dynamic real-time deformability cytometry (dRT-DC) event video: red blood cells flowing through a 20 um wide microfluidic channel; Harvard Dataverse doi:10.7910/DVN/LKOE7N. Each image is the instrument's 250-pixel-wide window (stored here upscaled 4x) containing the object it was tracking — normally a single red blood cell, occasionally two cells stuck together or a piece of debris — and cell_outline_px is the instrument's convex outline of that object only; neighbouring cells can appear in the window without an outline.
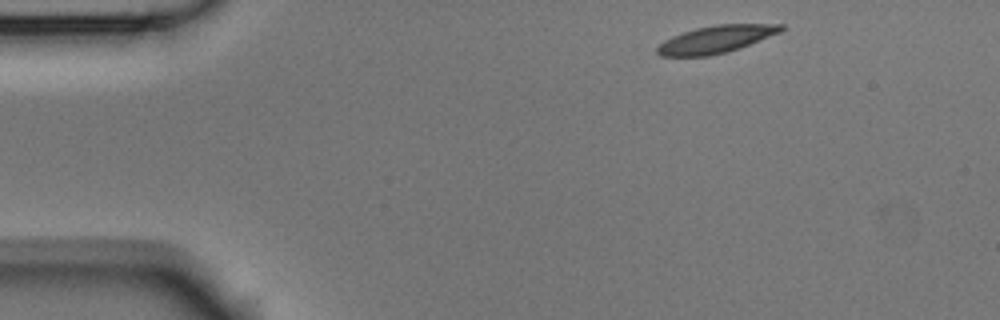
{"species": "Egyptian fruit bat (a non-hibernating species)", "species_latin": "Rousettus aegyptiacus", "temperature_condition": "room temperature", "stored_images_in_passage": 2, "camera_frame_rate_fps": 3000, "um_per_image_px": 0.085, "animal": {"sex": "male"}, "frame": {"image": 1, "passage_image": 1, "time_ms": 0.0, "image_size_px": [1000, 320], "cell_outline_px": [[784, 28], [780, 32], [740, 48], [708, 56], [660, 56], [656, 52], [656, 48], [664, 40], [672, 36], [696, 28], [716, 24], [784, 24]], "centroid_in_image_um": [60.84, 3.34], "position_along_channel_um": 24.2, "area_um2": 19.59}}